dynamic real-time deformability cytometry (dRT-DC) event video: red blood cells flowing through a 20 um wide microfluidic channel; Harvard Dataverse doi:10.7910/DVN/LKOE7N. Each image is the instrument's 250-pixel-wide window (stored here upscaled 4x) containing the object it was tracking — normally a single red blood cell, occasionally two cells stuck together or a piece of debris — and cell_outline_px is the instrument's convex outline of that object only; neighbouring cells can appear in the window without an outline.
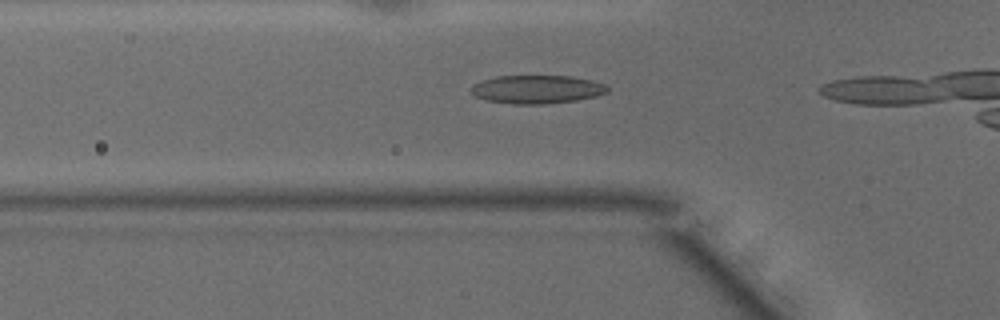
{"species": "common noctule bat (a hibernating species)", "species_latin": "Nyctalus noctula", "temperature_condition": "warm", "stored_images_in_passage": 8, "camera_frame_rate_fps": 3000, "um_per_image_px": 0.085, "animal": {"sex": "male", "body_mass_g": 15.6}, "frame": {"image": 1, "passage_image": 6, "time_ms": 1.667, "image_size_px": [1000, 320], "cell_outline_px": [[608, 92], [596, 96], [576, 100], [544, 104], [512, 104], [484, 100], [476, 96], [468, 88], [472, 84], [496, 76], [572, 76], [592, 80], [604, 84], [608, 88]], "centroid_in_image_um": [45.61, 7.59], "position_along_channel_um": 80.2, "area_um2": 22.6}}